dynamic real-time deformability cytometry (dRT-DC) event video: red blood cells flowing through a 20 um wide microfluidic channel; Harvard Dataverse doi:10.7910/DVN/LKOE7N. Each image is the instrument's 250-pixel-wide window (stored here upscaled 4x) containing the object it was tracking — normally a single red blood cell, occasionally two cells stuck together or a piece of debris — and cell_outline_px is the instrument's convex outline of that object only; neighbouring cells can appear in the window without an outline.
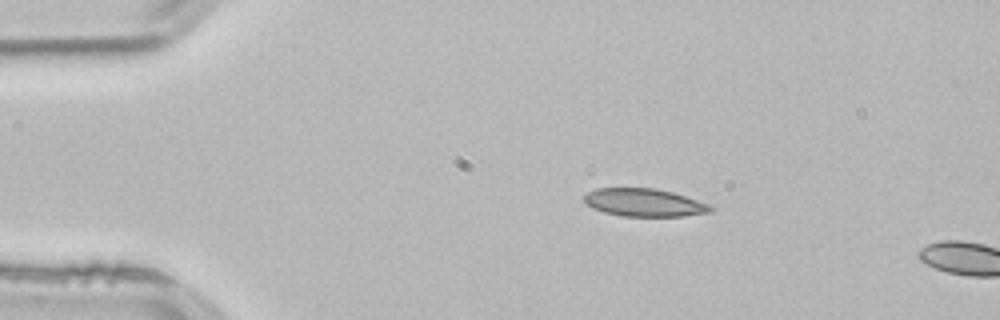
{"species": "common noctule bat (a hibernating species)", "species_latin": "Nyctalus noctula", "temperature_condition": "room temperature", "stored_images_in_passage": 2, "segment_of_instrument_passage": [1, 2], "camera_frame_rate_fps": 3000, "um_per_image_px": 0.085, "animal": {"sex": "male", "body_mass_g": 21.5, "forearm_length_mm": 52.0}, "frame": {"image": 1, "passage_image": 1, "time_ms": 0.0, "image_size_px": [1000, 320], "cell_outline_px": [[716, 208], [712, 212], [684, 216], [624, 216], [604, 212], [592, 208], [584, 204], [584, 196], [588, 192], [596, 188], [656, 188], [672, 192], [708, 204]], "centroid_in_image_um": [54.75, 17.22], "position_along_channel_um": 30.3, "area_um2": 20.58}}